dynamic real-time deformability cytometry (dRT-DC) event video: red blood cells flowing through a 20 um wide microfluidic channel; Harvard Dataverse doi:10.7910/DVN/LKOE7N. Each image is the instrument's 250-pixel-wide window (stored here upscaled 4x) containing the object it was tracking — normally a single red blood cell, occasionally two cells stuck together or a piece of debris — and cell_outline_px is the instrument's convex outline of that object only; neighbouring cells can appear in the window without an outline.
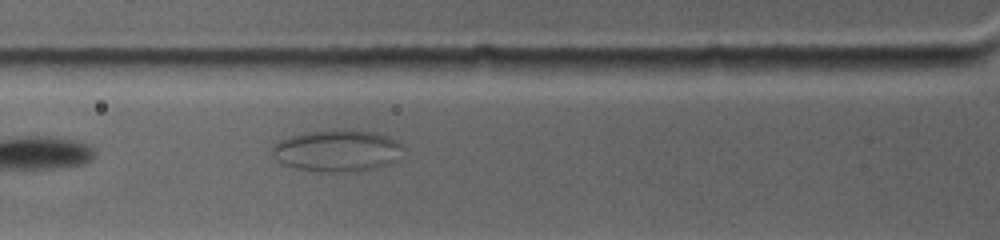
{"species": "common noctule bat (a hibernating species)", "species_latin": "Nyctalus noctula", "temperature_condition": "warm", "stored_images_in_passage": 6, "camera_frame_rate_fps": 4500, "um_per_image_px": 0.085, "animal": {"sex": "female", "body_mass_g": 19.0, "forearm_length_mm": 53.3}, "frame": {"image": 1, "passage_image": 6, "time_ms": 2.444, "image_size_px": [1000, 240], "cell_outline_px": [[404, 148], [396, 160], [388, 164], [376, 168], [348, 172], [320, 172], [296, 168], [284, 164], [276, 160], [272, 156], [272, 148], [280, 140], [292, 136], [308, 132], [376, 132], [388, 136], [400, 144]], "centroid_in_image_um": [28.65, 12.86], "position_along_channel_um": 97.1, "area_um2": 31.04}}